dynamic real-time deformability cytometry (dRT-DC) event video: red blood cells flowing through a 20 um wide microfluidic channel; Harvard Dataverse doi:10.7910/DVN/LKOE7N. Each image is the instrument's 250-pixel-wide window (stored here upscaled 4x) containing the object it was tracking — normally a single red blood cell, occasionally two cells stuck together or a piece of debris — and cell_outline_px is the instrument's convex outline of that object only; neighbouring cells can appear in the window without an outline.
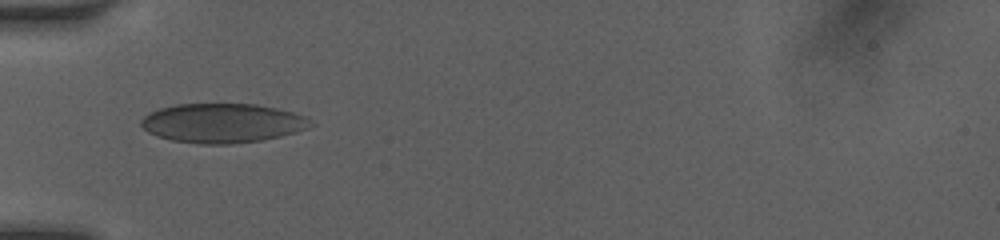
{"species": "human", "species_latin": "Homo sapiens", "temperature_condition": "room temperature", "stored_images_in_passage": 34, "camera_frame_rate_fps": 3000, "um_per_image_px": 0.085, "donor": {"sex": "female"}, "frame": {"image": 1, "passage_image": 1, "time_ms": 0.0, "image_size_px": [1000, 240], "cell_outline_px": [[316, 124], [308, 128], [296, 132], [280, 136], [260, 140], [232, 144], [200, 144], [172, 140], [156, 136], [148, 132], [140, 124], [140, 120], [148, 112], [160, 108], [176, 104], [256, 104], [276, 108], [308, 116]], "centroid_in_image_um": [18.92, 10.46], "position_along_channel_um": 66.1, "area_um2": 39.07}}
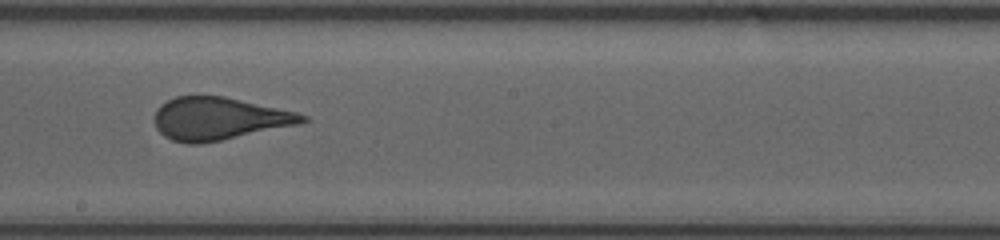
{"frame": {"image": 2, "passage_image": 13, "time_ms": 4.0, "image_size_px": [1000, 240], "cell_outline_px": [[308, 120], [296, 124], [220, 140], [200, 144], [188, 144], [172, 140], [164, 136], [156, 128], [152, 116], [156, 108], [160, 104], [176, 96], [224, 96], [296, 112], [308, 116]], "centroid_in_image_um": [18.52, 10.08], "position_along_channel_um": 229.7, "area_um2": 36.47}}
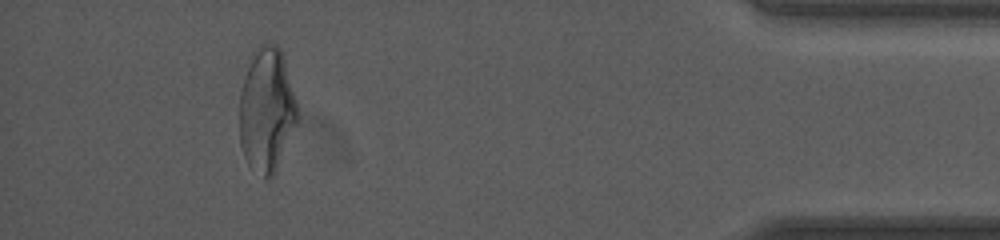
{"frame": {"image": 3, "passage_image": 30, "time_ms": 9.667, "image_size_px": [1000, 240], "cell_outline_px": [[300, 116], [276, 172], [272, 176], [264, 180], [248, 164], [244, 156], [240, 144], [240, 96], [248, 56], [260, 44], [276, 44], [280, 48], [284, 60], [300, 112]], "centroid_in_image_um": [22.67, 9.35], "position_along_channel_um": 412.5, "area_um2": 42.48}, "authors_computed_cell_mechanics": {"area_um2": 37.3388, "velocity_mm_per_s": 4.1437, "shape_relaxation_time_tau1_ms": 8.5244, "shape_relaxation_time_tau2_ms": null, "deformation_change_tau1": 0.2066, "deformation_change_tau2": null}}